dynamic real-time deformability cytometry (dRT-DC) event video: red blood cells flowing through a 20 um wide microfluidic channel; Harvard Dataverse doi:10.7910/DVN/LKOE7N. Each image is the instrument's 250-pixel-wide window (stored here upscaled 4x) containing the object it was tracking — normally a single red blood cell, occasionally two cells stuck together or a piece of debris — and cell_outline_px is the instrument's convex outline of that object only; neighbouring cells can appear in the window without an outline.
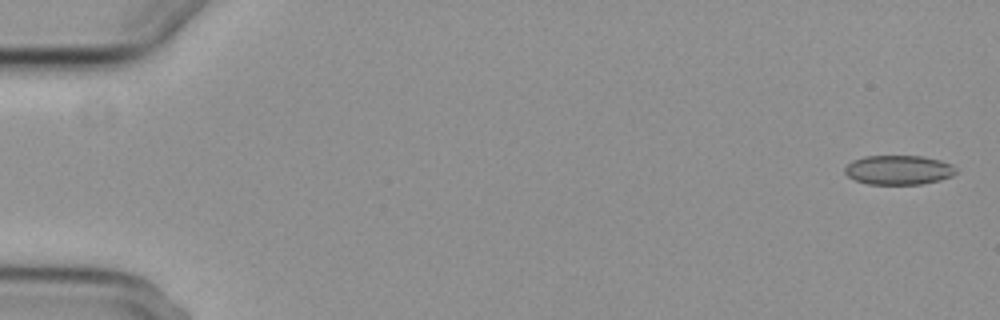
{"species": "common noctule bat (a hibernating species)", "species_latin": "Nyctalus noctula", "temperature_condition": "cold", "stored_images_in_passage": 4, "camera_frame_rate_fps": 3000, "um_per_image_px": 0.085, "animal": {"sex": "female", "body_mass_g": 29.2, "forearm_length_mm": 56.3}, "frame": {"image": 1, "passage_image": 1, "time_ms": 0.0, "image_size_px": [1000, 320], "cell_outline_px": [[960, 172], [952, 176], [940, 180], [920, 184], [868, 184], [856, 180], [848, 176], [844, 172], [844, 168], [852, 160], [864, 156], [920, 156], [940, 160], [952, 164]], "centroid_in_image_um": [76.41, 14.44], "position_along_channel_um": 8.6, "area_um2": 19.13}}
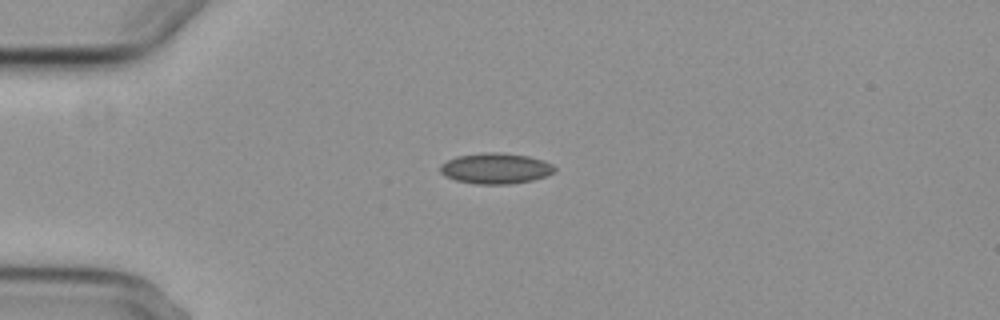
{"frame": {"image": 2, "passage_image": 3, "time_ms": 4.333, "image_size_px": [1000, 320], "cell_outline_px": [[556, 168], [552, 172], [544, 176], [532, 180], [508, 184], [476, 184], [456, 180], [444, 176], [440, 172], [440, 164], [456, 156], [484, 152], [500, 152], [528, 156], [544, 160], [552, 164]], "centroid_in_image_um": [42.1, 14.3], "position_along_channel_um": 42.9, "area_um2": 20.46}}